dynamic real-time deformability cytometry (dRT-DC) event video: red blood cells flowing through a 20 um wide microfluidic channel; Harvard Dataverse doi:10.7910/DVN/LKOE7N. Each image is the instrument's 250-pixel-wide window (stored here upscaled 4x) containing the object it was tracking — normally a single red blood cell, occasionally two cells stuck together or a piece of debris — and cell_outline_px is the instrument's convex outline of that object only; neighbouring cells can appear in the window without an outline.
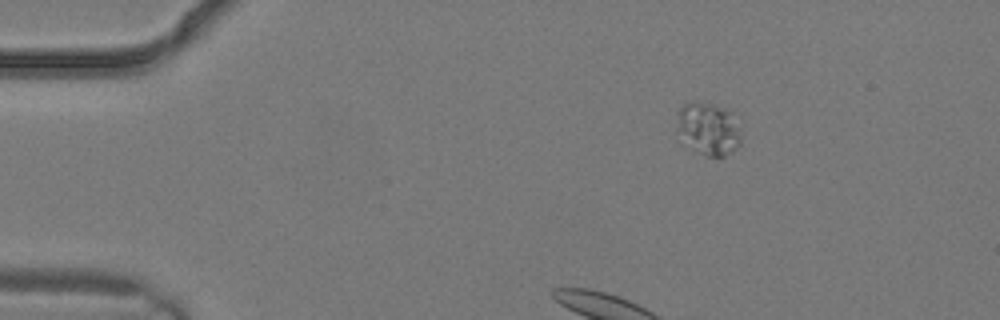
{"species": "common noctule bat (a hibernating species)", "species_latin": "Nyctalus noctula", "temperature_condition": "warm", "stored_images_in_passage": 3, "camera_frame_rate_fps": 3000, "um_per_image_px": 0.085, "animal": {"sex": "male", "body_mass_g": 19.2, "forearm_length_mm": 51.8}, "frame": {"image": 1, "passage_image": 1, "time_ms": 0.0, "image_size_px": [1000, 320], "cell_outline_px": [[740, 144], [736, 148], [724, 156], [704, 156], [676, 132], [676, 128], [680, 108], [684, 104], [716, 104], [732, 112], [740, 136]], "centroid_in_image_um": [60.22, 10.95], "position_along_channel_um": 24.8, "area_um2": 18.9}}